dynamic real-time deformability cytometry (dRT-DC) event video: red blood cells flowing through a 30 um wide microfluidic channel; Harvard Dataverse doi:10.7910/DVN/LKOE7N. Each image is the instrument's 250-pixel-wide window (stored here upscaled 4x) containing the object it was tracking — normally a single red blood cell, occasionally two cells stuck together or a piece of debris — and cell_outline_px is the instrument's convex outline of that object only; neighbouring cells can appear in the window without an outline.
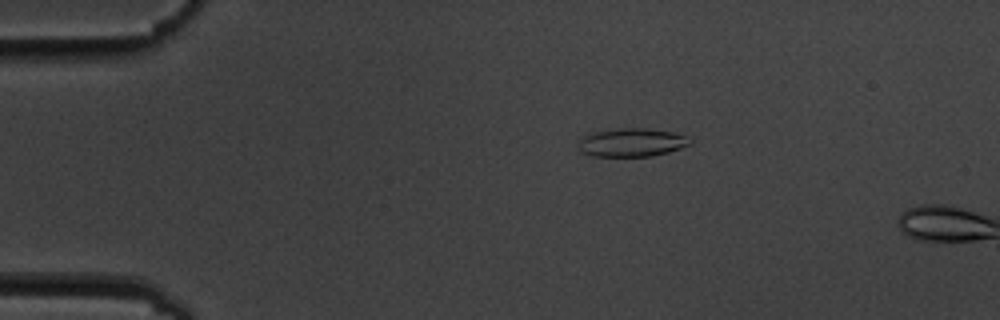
{"species": "common noctule bat (a hibernating species)", "species_latin": "Nyctalus noctula", "temperature_condition": "cold", "stored_images_in_passage": 3, "camera_frame_rate_fps": 3000, "um_per_image_px": 0.085, "animal": {"sex": "male", "body_mass_g": 19.5, "forearm_length_mm": 54.6}, "frame": {"image": 1, "passage_image": 2, "time_ms": 1.333, "image_size_px": [1000, 320], "cell_outline_px": [[692, 144], [668, 152], [652, 156], [592, 156], [580, 152], [576, 148], [576, 144], [580, 136], [592, 132], [616, 128], [644, 128], [672, 132], [684, 136], [692, 140]], "centroid_in_image_um": [53.6, 12.11], "position_along_channel_um": 31.4, "area_um2": 18.79}}